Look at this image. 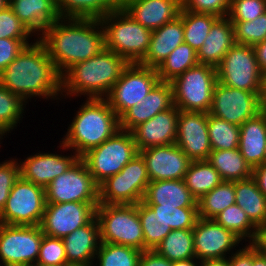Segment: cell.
I'll use <instances>...</instances> for the list:
<instances>
[{
	"mask_svg": "<svg viewBox=\"0 0 266 266\" xmlns=\"http://www.w3.org/2000/svg\"><path fill=\"white\" fill-rule=\"evenodd\" d=\"M214 220L227 230L232 231L241 240L248 237L251 243L255 237L257 227L236 203L222 211Z\"/></svg>",
	"mask_w": 266,
	"mask_h": 266,
	"instance_id": "60d3db41",
	"label": "cell"
},
{
	"mask_svg": "<svg viewBox=\"0 0 266 266\" xmlns=\"http://www.w3.org/2000/svg\"><path fill=\"white\" fill-rule=\"evenodd\" d=\"M207 127L212 150H233L238 148L240 126L208 113Z\"/></svg>",
	"mask_w": 266,
	"mask_h": 266,
	"instance_id": "f35d334b",
	"label": "cell"
},
{
	"mask_svg": "<svg viewBox=\"0 0 266 266\" xmlns=\"http://www.w3.org/2000/svg\"><path fill=\"white\" fill-rule=\"evenodd\" d=\"M193 237L195 258L200 261L225 258L226 252L242 241L214 219L200 217L193 228Z\"/></svg>",
	"mask_w": 266,
	"mask_h": 266,
	"instance_id": "ac0fdd59",
	"label": "cell"
},
{
	"mask_svg": "<svg viewBox=\"0 0 266 266\" xmlns=\"http://www.w3.org/2000/svg\"><path fill=\"white\" fill-rule=\"evenodd\" d=\"M45 205V188L20 177L12 187L6 205L0 214V223L40 225Z\"/></svg>",
	"mask_w": 266,
	"mask_h": 266,
	"instance_id": "5bb4252c",
	"label": "cell"
},
{
	"mask_svg": "<svg viewBox=\"0 0 266 266\" xmlns=\"http://www.w3.org/2000/svg\"><path fill=\"white\" fill-rule=\"evenodd\" d=\"M234 44L233 24L228 17H219L213 23L203 45L197 50L199 64L216 68Z\"/></svg>",
	"mask_w": 266,
	"mask_h": 266,
	"instance_id": "484cf974",
	"label": "cell"
},
{
	"mask_svg": "<svg viewBox=\"0 0 266 266\" xmlns=\"http://www.w3.org/2000/svg\"><path fill=\"white\" fill-rule=\"evenodd\" d=\"M217 82L215 67L197 64L171 81L173 104L182 111L209 113Z\"/></svg>",
	"mask_w": 266,
	"mask_h": 266,
	"instance_id": "ba28073f",
	"label": "cell"
},
{
	"mask_svg": "<svg viewBox=\"0 0 266 266\" xmlns=\"http://www.w3.org/2000/svg\"><path fill=\"white\" fill-rule=\"evenodd\" d=\"M218 82L235 89L261 93L262 72L253 46L234 44L216 67Z\"/></svg>",
	"mask_w": 266,
	"mask_h": 266,
	"instance_id": "30bf717a",
	"label": "cell"
},
{
	"mask_svg": "<svg viewBox=\"0 0 266 266\" xmlns=\"http://www.w3.org/2000/svg\"><path fill=\"white\" fill-rule=\"evenodd\" d=\"M233 204H235L234 181H222L197 201L198 215L200 218L214 219Z\"/></svg>",
	"mask_w": 266,
	"mask_h": 266,
	"instance_id": "836d02e7",
	"label": "cell"
},
{
	"mask_svg": "<svg viewBox=\"0 0 266 266\" xmlns=\"http://www.w3.org/2000/svg\"><path fill=\"white\" fill-rule=\"evenodd\" d=\"M62 240L68 264L94 261L101 244L100 228L96 216L88 224L76 229Z\"/></svg>",
	"mask_w": 266,
	"mask_h": 266,
	"instance_id": "d4e9b609",
	"label": "cell"
},
{
	"mask_svg": "<svg viewBox=\"0 0 266 266\" xmlns=\"http://www.w3.org/2000/svg\"><path fill=\"white\" fill-rule=\"evenodd\" d=\"M261 72L266 71V40L253 46Z\"/></svg>",
	"mask_w": 266,
	"mask_h": 266,
	"instance_id": "9f6ffc18",
	"label": "cell"
},
{
	"mask_svg": "<svg viewBox=\"0 0 266 266\" xmlns=\"http://www.w3.org/2000/svg\"><path fill=\"white\" fill-rule=\"evenodd\" d=\"M128 64L124 58L105 48L67 69L61 75V91H66L67 95L86 94L87 98L106 97Z\"/></svg>",
	"mask_w": 266,
	"mask_h": 266,
	"instance_id": "3957f363",
	"label": "cell"
},
{
	"mask_svg": "<svg viewBox=\"0 0 266 266\" xmlns=\"http://www.w3.org/2000/svg\"><path fill=\"white\" fill-rule=\"evenodd\" d=\"M263 110L261 93L235 89L216 83L209 114L241 126Z\"/></svg>",
	"mask_w": 266,
	"mask_h": 266,
	"instance_id": "9a60e30c",
	"label": "cell"
},
{
	"mask_svg": "<svg viewBox=\"0 0 266 266\" xmlns=\"http://www.w3.org/2000/svg\"><path fill=\"white\" fill-rule=\"evenodd\" d=\"M250 244L259 253L266 254V223L257 226L255 237Z\"/></svg>",
	"mask_w": 266,
	"mask_h": 266,
	"instance_id": "db71d44e",
	"label": "cell"
},
{
	"mask_svg": "<svg viewBox=\"0 0 266 266\" xmlns=\"http://www.w3.org/2000/svg\"><path fill=\"white\" fill-rule=\"evenodd\" d=\"M68 264L62 238L43 236L35 266Z\"/></svg>",
	"mask_w": 266,
	"mask_h": 266,
	"instance_id": "f6af8a7d",
	"label": "cell"
},
{
	"mask_svg": "<svg viewBox=\"0 0 266 266\" xmlns=\"http://www.w3.org/2000/svg\"><path fill=\"white\" fill-rule=\"evenodd\" d=\"M93 262L91 263H74V264H67V266H92Z\"/></svg>",
	"mask_w": 266,
	"mask_h": 266,
	"instance_id": "e7e4bbea",
	"label": "cell"
},
{
	"mask_svg": "<svg viewBox=\"0 0 266 266\" xmlns=\"http://www.w3.org/2000/svg\"><path fill=\"white\" fill-rule=\"evenodd\" d=\"M179 17L183 20L184 43L189 44L197 51L204 43L213 23L219 18L212 14L180 11Z\"/></svg>",
	"mask_w": 266,
	"mask_h": 266,
	"instance_id": "8d00e7d4",
	"label": "cell"
},
{
	"mask_svg": "<svg viewBox=\"0 0 266 266\" xmlns=\"http://www.w3.org/2000/svg\"><path fill=\"white\" fill-rule=\"evenodd\" d=\"M229 257L230 266H253V246L249 244Z\"/></svg>",
	"mask_w": 266,
	"mask_h": 266,
	"instance_id": "f5cc1de1",
	"label": "cell"
},
{
	"mask_svg": "<svg viewBox=\"0 0 266 266\" xmlns=\"http://www.w3.org/2000/svg\"><path fill=\"white\" fill-rule=\"evenodd\" d=\"M9 4V0H0V10L6 8Z\"/></svg>",
	"mask_w": 266,
	"mask_h": 266,
	"instance_id": "be15d7a7",
	"label": "cell"
},
{
	"mask_svg": "<svg viewBox=\"0 0 266 266\" xmlns=\"http://www.w3.org/2000/svg\"><path fill=\"white\" fill-rule=\"evenodd\" d=\"M199 266H230L229 258L203 260Z\"/></svg>",
	"mask_w": 266,
	"mask_h": 266,
	"instance_id": "6f0895ef",
	"label": "cell"
},
{
	"mask_svg": "<svg viewBox=\"0 0 266 266\" xmlns=\"http://www.w3.org/2000/svg\"><path fill=\"white\" fill-rule=\"evenodd\" d=\"M235 43L254 46L266 40V12L252 21H231Z\"/></svg>",
	"mask_w": 266,
	"mask_h": 266,
	"instance_id": "ee69618b",
	"label": "cell"
},
{
	"mask_svg": "<svg viewBox=\"0 0 266 266\" xmlns=\"http://www.w3.org/2000/svg\"><path fill=\"white\" fill-rule=\"evenodd\" d=\"M261 98H266V71L262 72Z\"/></svg>",
	"mask_w": 266,
	"mask_h": 266,
	"instance_id": "6125c7cd",
	"label": "cell"
},
{
	"mask_svg": "<svg viewBox=\"0 0 266 266\" xmlns=\"http://www.w3.org/2000/svg\"><path fill=\"white\" fill-rule=\"evenodd\" d=\"M266 12V0H233L230 2V21H252Z\"/></svg>",
	"mask_w": 266,
	"mask_h": 266,
	"instance_id": "bcb514c9",
	"label": "cell"
},
{
	"mask_svg": "<svg viewBox=\"0 0 266 266\" xmlns=\"http://www.w3.org/2000/svg\"><path fill=\"white\" fill-rule=\"evenodd\" d=\"M39 40L61 75L105 49L104 28L97 19L61 18L49 25Z\"/></svg>",
	"mask_w": 266,
	"mask_h": 266,
	"instance_id": "6da1fadb",
	"label": "cell"
},
{
	"mask_svg": "<svg viewBox=\"0 0 266 266\" xmlns=\"http://www.w3.org/2000/svg\"><path fill=\"white\" fill-rule=\"evenodd\" d=\"M46 204L81 202L99 203V185L79 158L45 188Z\"/></svg>",
	"mask_w": 266,
	"mask_h": 266,
	"instance_id": "7c38bea8",
	"label": "cell"
},
{
	"mask_svg": "<svg viewBox=\"0 0 266 266\" xmlns=\"http://www.w3.org/2000/svg\"><path fill=\"white\" fill-rule=\"evenodd\" d=\"M123 9L135 21L154 31L175 20L182 6L181 0H129Z\"/></svg>",
	"mask_w": 266,
	"mask_h": 266,
	"instance_id": "603a6c76",
	"label": "cell"
},
{
	"mask_svg": "<svg viewBox=\"0 0 266 266\" xmlns=\"http://www.w3.org/2000/svg\"><path fill=\"white\" fill-rule=\"evenodd\" d=\"M159 81L157 69L129 63L104 99L120 118L129 108L138 105Z\"/></svg>",
	"mask_w": 266,
	"mask_h": 266,
	"instance_id": "8fae6325",
	"label": "cell"
},
{
	"mask_svg": "<svg viewBox=\"0 0 266 266\" xmlns=\"http://www.w3.org/2000/svg\"><path fill=\"white\" fill-rule=\"evenodd\" d=\"M96 218L101 243L124 245L144 251L138 204H98Z\"/></svg>",
	"mask_w": 266,
	"mask_h": 266,
	"instance_id": "8992f818",
	"label": "cell"
},
{
	"mask_svg": "<svg viewBox=\"0 0 266 266\" xmlns=\"http://www.w3.org/2000/svg\"><path fill=\"white\" fill-rule=\"evenodd\" d=\"M182 43H184L183 20L178 16L175 20L152 31L149 48L139 64L157 69Z\"/></svg>",
	"mask_w": 266,
	"mask_h": 266,
	"instance_id": "cb8c5ba5",
	"label": "cell"
},
{
	"mask_svg": "<svg viewBox=\"0 0 266 266\" xmlns=\"http://www.w3.org/2000/svg\"><path fill=\"white\" fill-rule=\"evenodd\" d=\"M80 157L44 153L27 157L20 165V177L46 188L55 178L65 173Z\"/></svg>",
	"mask_w": 266,
	"mask_h": 266,
	"instance_id": "7402d4cb",
	"label": "cell"
},
{
	"mask_svg": "<svg viewBox=\"0 0 266 266\" xmlns=\"http://www.w3.org/2000/svg\"><path fill=\"white\" fill-rule=\"evenodd\" d=\"M31 34L9 5L0 10V39H28Z\"/></svg>",
	"mask_w": 266,
	"mask_h": 266,
	"instance_id": "7dc6e473",
	"label": "cell"
},
{
	"mask_svg": "<svg viewBox=\"0 0 266 266\" xmlns=\"http://www.w3.org/2000/svg\"><path fill=\"white\" fill-rule=\"evenodd\" d=\"M9 7L31 33L41 31L61 19L56 0H9Z\"/></svg>",
	"mask_w": 266,
	"mask_h": 266,
	"instance_id": "83f0119b",
	"label": "cell"
},
{
	"mask_svg": "<svg viewBox=\"0 0 266 266\" xmlns=\"http://www.w3.org/2000/svg\"><path fill=\"white\" fill-rule=\"evenodd\" d=\"M142 202L147 205H160V207H198L197 200L186 187L184 179L150 181Z\"/></svg>",
	"mask_w": 266,
	"mask_h": 266,
	"instance_id": "4316f807",
	"label": "cell"
},
{
	"mask_svg": "<svg viewBox=\"0 0 266 266\" xmlns=\"http://www.w3.org/2000/svg\"><path fill=\"white\" fill-rule=\"evenodd\" d=\"M179 111V108L173 105L136 126L131 132L138 150L175 143Z\"/></svg>",
	"mask_w": 266,
	"mask_h": 266,
	"instance_id": "ffe728a7",
	"label": "cell"
},
{
	"mask_svg": "<svg viewBox=\"0 0 266 266\" xmlns=\"http://www.w3.org/2000/svg\"><path fill=\"white\" fill-rule=\"evenodd\" d=\"M99 203H55L46 204L40 228L43 234L63 238L88 224L96 216Z\"/></svg>",
	"mask_w": 266,
	"mask_h": 266,
	"instance_id": "2e32d148",
	"label": "cell"
},
{
	"mask_svg": "<svg viewBox=\"0 0 266 266\" xmlns=\"http://www.w3.org/2000/svg\"><path fill=\"white\" fill-rule=\"evenodd\" d=\"M253 266H266V255L259 253L253 247Z\"/></svg>",
	"mask_w": 266,
	"mask_h": 266,
	"instance_id": "680465c9",
	"label": "cell"
},
{
	"mask_svg": "<svg viewBox=\"0 0 266 266\" xmlns=\"http://www.w3.org/2000/svg\"><path fill=\"white\" fill-rule=\"evenodd\" d=\"M5 133H6V132H5V131H3V130L0 128V139H2V137H1V136H2L3 134L5 135Z\"/></svg>",
	"mask_w": 266,
	"mask_h": 266,
	"instance_id": "003e7915",
	"label": "cell"
},
{
	"mask_svg": "<svg viewBox=\"0 0 266 266\" xmlns=\"http://www.w3.org/2000/svg\"><path fill=\"white\" fill-rule=\"evenodd\" d=\"M116 9H123L129 0H108Z\"/></svg>",
	"mask_w": 266,
	"mask_h": 266,
	"instance_id": "94428289",
	"label": "cell"
},
{
	"mask_svg": "<svg viewBox=\"0 0 266 266\" xmlns=\"http://www.w3.org/2000/svg\"><path fill=\"white\" fill-rule=\"evenodd\" d=\"M197 64V51L189 44L182 43L160 64L157 74L161 82H171Z\"/></svg>",
	"mask_w": 266,
	"mask_h": 266,
	"instance_id": "e575fe53",
	"label": "cell"
},
{
	"mask_svg": "<svg viewBox=\"0 0 266 266\" xmlns=\"http://www.w3.org/2000/svg\"><path fill=\"white\" fill-rule=\"evenodd\" d=\"M24 102L26 101L0 84V128L6 133L20 121Z\"/></svg>",
	"mask_w": 266,
	"mask_h": 266,
	"instance_id": "7bdbcfd3",
	"label": "cell"
},
{
	"mask_svg": "<svg viewBox=\"0 0 266 266\" xmlns=\"http://www.w3.org/2000/svg\"><path fill=\"white\" fill-rule=\"evenodd\" d=\"M139 266H172V262L155 250H145L141 253Z\"/></svg>",
	"mask_w": 266,
	"mask_h": 266,
	"instance_id": "816d5d0a",
	"label": "cell"
},
{
	"mask_svg": "<svg viewBox=\"0 0 266 266\" xmlns=\"http://www.w3.org/2000/svg\"><path fill=\"white\" fill-rule=\"evenodd\" d=\"M53 266H67V264H63V265H53Z\"/></svg>",
	"mask_w": 266,
	"mask_h": 266,
	"instance_id": "89a4df30",
	"label": "cell"
},
{
	"mask_svg": "<svg viewBox=\"0 0 266 266\" xmlns=\"http://www.w3.org/2000/svg\"><path fill=\"white\" fill-rule=\"evenodd\" d=\"M172 230L193 229L199 219L198 207L174 208L148 205Z\"/></svg>",
	"mask_w": 266,
	"mask_h": 266,
	"instance_id": "b9f144b4",
	"label": "cell"
},
{
	"mask_svg": "<svg viewBox=\"0 0 266 266\" xmlns=\"http://www.w3.org/2000/svg\"><path fill=\"white\" fill-rule=\"evenodd\" d=\"M61 18L97 19L115 10L108 0H56Z\"/></svg>",
	"mask_w": 266,
	"mask_h": 266,
	"instance_id": "d6a6232c",
	"label": "cell"
},
{
	"mask_svg": "<svg viewBox=\"0 0 266 266\" xmlns=\"http://www.w3.org/2000/svg\"><path fill=\"white\" fill-rule=\"evenodd\" d=\"M73 119L60 147L81 157L120 130V120L104 98H87Z\"/></svg>",
	"mask_w": 266,
	"mask_h": 266,
	"instance_id": "277c9868",
	"label": "cell"
},
{
	"mask_svg": "<svg viewBox=\"0 0 266 266\" xmlns=\"http://www.w3.org/2000/svg\"><path fill=\"white\" fill-rule=\"evenodd\" d=\"M149 183L146 163L139 153L119 173L99 185V204H138Z\"/></svg>",
	"mask_w": 266,
	"mask_h": 266,
	"instance_id": "9c48e42d",
	"label": "cell"
},
{
	"mask_svg": "<svg viewBox=\"0 0 266 266\" xmlns=\"http://www.w3.org/2000/svg\"><path fill=\"white\" fill-rule=\"evenodd\" d=\"M150 181L182 180L192 160L175 144L153 146L139 151Z\"/></svg>",
	"mask_w": 266,
	"mask_h": 266,
	"instance_id": "d6986e66",
	"label": "cell"
},
{
	"mask_svg": "<svg viewBox=\"0 0 266 266\" xmlns=\"http://www.w3.org/2000/svg\"><path fill=\"white\" fill-rule=\"evenodd\" d=\"M0 84L24 101L32 96L55 98L59 93L63 94L61 74L38 39L25 46L0 73Z\"/></svg>",
	"mask_w": 266,
	"mask_h": 266,
	"instance_id": "7a4b0ae2",
	"label": "cell"
},
{
	"mask_svg": "<svg viewBox=\"0 0 266 266\" xmlns=\"http://www.w3.org/2000/svg\"><path fill=\"white\" fill-rule=\"evenodd\" d=\"M263 104V110L266 112V98H261Z\"/></svg>",
	"mask_w": 266,
	"mask_h": 266,
	"instance_id": "03108f58",
	"label": "cell"
},
{
	"mask_svg": "<svg viewBox=\"0 0 266 266\" xmlns=\"http://www.w3.org/2000/svg\"><path fill=\"white\" fill-rule=\"evenodd\" d=\"M182 10L227 17L230 8L229 0H181Z\"/></svg>",
	"mask_w": 266,
	"mask_h": 266,
	"instance_id": "c3c4849f",
	"label": "cell"
},
{
	"mask_svg": "<svg viewBox=\"0 0 266 266\" xmlns=\"http://www.w3.org/2000/svg\"><path fill=\"white\" fill-rule=\"evenodd\" d=\"M184 181L192 196L198 201L223 180L207 160H195L190 163Z\"/></svg>",
	"mask_w": 266,
	"mask_h": 266,
	"instance_id": "1f68e13d",
	"label": "cell"
},
{
	"mask_svg": "<svg viewBox=\"0 0 266 266\" xmlns=\"http://www.w3.org/2000/svg\"><path fill=\"white\" fill-rule=\"evenodd\" d=\"M264 163H266V148H265V158H264Z\"/></svg>",
	"mask_w": 266,
	"mask_h": 266,
	"instance_id": "a7ac6f4b",
	"label": "cell"
},
{
	"mask_svg": "<svg viewBox=\"0 0 266 266\" xmlns=\"http://www.w3.org/2000/svg\"><path fill=\"white\" fill-rule=\"evenodd\" d=\"M138 154L132 132L120 129L114 136L90 149L80 158L95 182L100 185L107 178L119 173Z\"/></svg>",
	"mask_w": 266,
	"mask_h": 266,
	"instance_id": "52a82bcc",
	"label": "cell"
},
{
	"mask_svg": "<svg viewBox=\"0 0 266 266\" xmlns=\"http://www.w3.org/2000/svg\"><path fill=\"white\" fill-rule=\"evenodd\" d=\"M235 203L246 213L257 227L266 223V197L260 192L256 181L251 177L234 181Z\"/></svg>",
	"mask_w": 266,
	"mask_h": 266,
	"instance_id": "f546056e",
	"label": "cell"
},
{
	"mask_svg": "<svg viewBox=\"0 0 266 266\" xmlns=\"http://www.w3.org/2000/svg\"><path fill=\"white\" fill-rule=\"evenodd\" d=\"M266 148V112L262 110L240 126L238 149L252 167L264 163Z\"/></svg>",
	"mask_w": 266,
	"mask_h": 266,
	"instance_id": "f1b7e54d",
	"label": "cell"
},
{
	"mask_svg": "<svg viewBox=\"0 0 266 266\" xmlns=\"http://www.w3.org/2000/svg\"><path fill=\"white\" fill-rule=\"evenodd\" d=\"M208 113L179 111L175 144L192 160H207L211 149Z\"/></svg>",
	"mask_w": 266,
	"mask_h": 266,
	"instance_id": "e0dca14e",
	"label": "cell"
},
{
	"mask_svg": "<svg viewBox=\"0 0 266 266\" xmlns=\"http://www.w3.org/2000/svg\"><path fill=\"white\" fill-rule=\"evenodd\" d=\"M194 259L196 260V258H191V259L174 261L172 262V266H198L197 262L194 261Z\"/></svg>",
	"mask_w": 266,
	"mask_h": 266,
	"instance_id": "91938a15",
	"label": "cell"
},
{
	"mask_svg": "<svg viewBox=\"0 0 266 266\" xmlns=\"http://www.w3.org/2000/svg\"><path fill=\"white\" fill-rule=\"evenodd\" d=\"M20 178V165L15 160L0 163V214L3 211L12 187Z\"/></svg>",
	"mask_w": 266,
	"mask_h": 266,
	"instance_id": "681fc988",
	"label": "cell"
},
{
	"mask_svg": "<svg viewBox=\"0 0 266 266\" xmlns=\"http://www.w3.org/2000/svg\"><path fill=\"white\" fill-rule=\"evenodd\" d=\"M29 39H0V73L29 45Z\"/></svg>",
	"mask_w": 266,
	"mask_h": 266,
	"instance_id": "f907efd6",
	"label": "cell"
},
{
	"mask_svg": "<svg viewBox=\"0 0 266 266\" xmlns=\"http://www.w3.org/2000/svg\"><path fill=\"white\" fill-rule=\"evenodd\" d=\"M138 215L143 230L144 251L155 250L172 229L142 201L138 203Z\"/></svg>",
	"mask_w": 266,
	"mask_h": 266,
	"instance_id": "74e56055",
	"label": "cell"
},
{
	"mask_svg": "<svg viewBox=\"0 0 266 266\" xmlns=\"http://www.w3.org/2000/svg\"><path fill=\"white\" fill-rule=\"evenodd\" d=\"M155 251L171 262L195 258L193 229L172 230Z\"/></svg>",
	"mask_w": 266,
	"mask_h": 266,
	"instance_id": "d590c367",
	"label": "cell"
},
{
	"mask_svg": "<svg viewBox=\"0 0 266 266\" xmlns=\"http://www.w3.org/2000/svg\"><path fill=\"white\" fill-rule=\"evenodd\" d=\"M142 251L124 245L101 243L95 259L99 266H139Z\"/></svg>",
	"mask_w": 266,
	"mask_h": 266,
	"instance_id": "ab89813d",
	"label": "cell"
},
{
	"mask_svg": "<svg viewBox=\"0 0 266 266\" xmlns=\"http://www.w3.org/2000/svg\"><path fill=\"white\" fill-rule=\"evenodd\" d=\"M43 236L39 225L0 223V262L5 266H35Z\"/></svg>",
	"mask_w": 266,
	"mask_h": 266,
	"instance_id": "4fadbf2b",
	"label": "cell"
},
{
	"mask_svg": "<svg viewBox=\"0 0 266 266\" xmlns=\"http://www.w3.org/2000/svg\"><path fill=\"white\" fill-rule=\"evenodd\" d=\"M207 161L219 172L223 181H239L252 177V167L238 148L212 150Z\"/></svg>",
	"mask_w": 266,
	"mask_h": 266,
	"instance_id": "4dcf8cb0",
	"label": "cell"
},
{
	"mask_svg": "<svg viewBox=\"0 0 266 266\" xmlns=\"http://www.w3.org/2000/svg\"><path fill=\"white\" fill-rule=\"evenodd\" d=\"M105 48L128 63H139L146 55L152 31L135 21L124 9H115L100 19Z\"/></svg>",
	"mask_w": 266,
	"mask_h": 266,
	"instance_id": "5b68a950",
	"label": "cell"
},
{
	"mask_svg": "<svg viewBox=\"0 0 266 266\" xmlns=\"http://www.w3.org/2000/svg\"><path fill=\"white\" fill-rule=\"evenodd\" d=\"M252 178L256 181L260 192L266 197V163L252 168Z\"/></svg>",
	"mask_w": 266,
	"mask_h": 266,
	"instance_id": "11a10c76",
	"label": "cell"
},
{
	"mask_svg": "<svg viewBox=\"0 0 266 266\" xmlns=\"http://www.w3.org/2000/svg\"><path fill=\"white\" fill-rule=\"evenodd\" d=\"M173 105L171 82L159 81L138 105L129 108L119 118L120 129L131 132L139 124L147 122Z\"/></svg>",
	"mask_w": 266,
	"mask_h": 266,
	"instance_id": "44dd1931",
	"label": "cell"
}]
</instances>
